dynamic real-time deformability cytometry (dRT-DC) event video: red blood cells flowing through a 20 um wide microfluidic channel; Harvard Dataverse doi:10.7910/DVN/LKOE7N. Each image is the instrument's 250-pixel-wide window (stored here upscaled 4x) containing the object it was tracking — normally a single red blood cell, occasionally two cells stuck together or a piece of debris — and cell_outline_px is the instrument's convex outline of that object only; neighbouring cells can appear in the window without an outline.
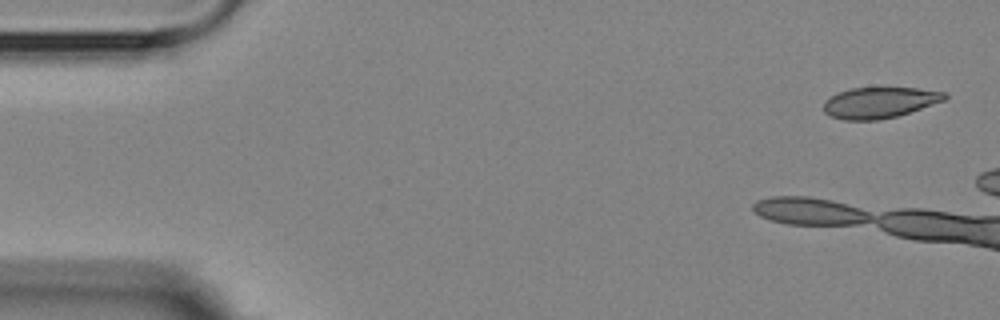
{"species": "Egyptian fruit bat (a non-hibernating species)", "species_latin": "Rousettus aegyptiacus", "temperature_condition": "room temperature", "stored_images_in_passage": 5, "camera_frame_rate_fps": 3000, "um_per_image_px": 0.085, "animal": {"sex": "female"}, "frame": {"image": 1, "passage_image": 1, "time_ms": 0.0, "image_size_px": [1000, 320], "cell_outline_px": [[948, 96], [944, 100], [896, 116], [880, 120], [844, 120], [832, 116], [824, 112], [824, 100], [840, 92], [852, 88], [916, 88], [944, 92]], "centroid_in_image_um": [74.73, 8.72], "position_along_channel_um": 10.3, "area_um2": 21.44}}